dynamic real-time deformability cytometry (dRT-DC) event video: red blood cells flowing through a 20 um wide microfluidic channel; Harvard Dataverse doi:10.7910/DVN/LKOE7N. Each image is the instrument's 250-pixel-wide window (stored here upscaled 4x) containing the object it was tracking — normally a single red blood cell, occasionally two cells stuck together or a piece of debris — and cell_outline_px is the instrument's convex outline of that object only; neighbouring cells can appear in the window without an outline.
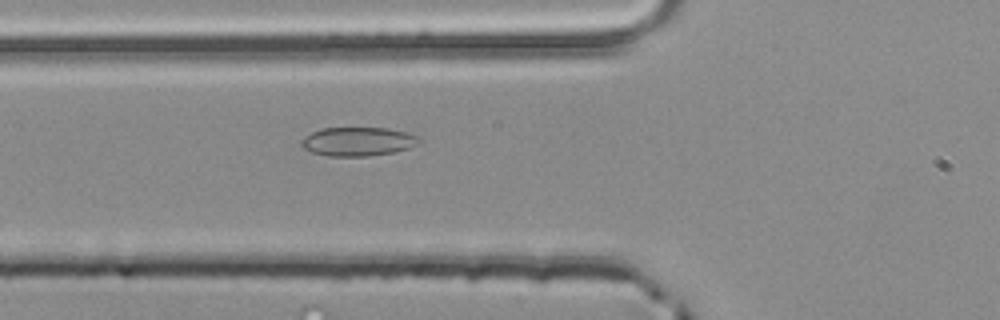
{"species": "common noctule bat (a hibernating species)", "species_latin": "Nyctalus noctula", "temperature_condition": "room temperature", "stored_images_in_passage": 38, "camera_frame_rate_fps": 3000, "um_per_image_px": 0.085, "animal": {"sex": "male", "body_mass_g": 20.4}, "frame": {"image": 1, "passage_image": 4, "time_ms": 1.0, "image_size_px": [1000, 320], "cell_outline_px": [[420, 140], [416, 144], [408, 148], [392, 152], [368, 156], [328, 156], [312, 152], [304, 148], [300, 144], [300, 140], [304, 136], [320, 128], [388, 128], [408, 132], [416, 136]], "centroid_in_image_um": [30.37, 12.02], "position_along_channel_um": 95.4, "area_um2": 19.71}}
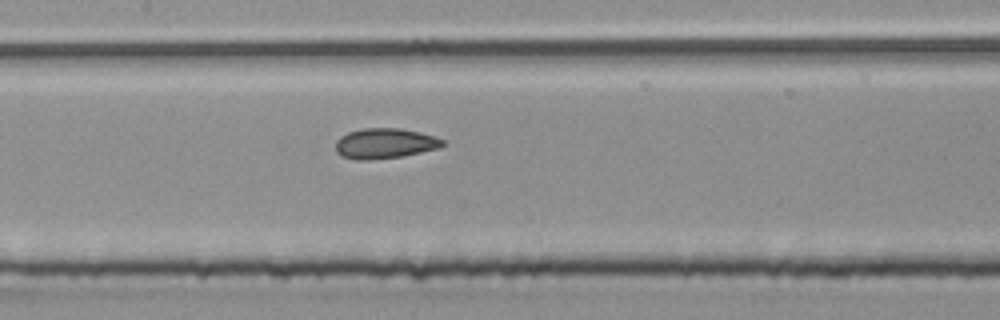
{"frame": {"image": 2, "passage_image": 10, "time_ms": 3.0, "image_size_px": [1000, 320], "cell_outline_px": [[444, 144], [440, 148], [400, 156], [368, 160], [356, 160], [344, 156], [336, 152], [336, 140], [340, 136], [348, 132], [364, 128], [400, 128], [420, 132], [444, 140]], "centroid_in_image_um": [32.69, 12.18], "position_along_channel_um": 174.7, "area_um2": 18.73}}
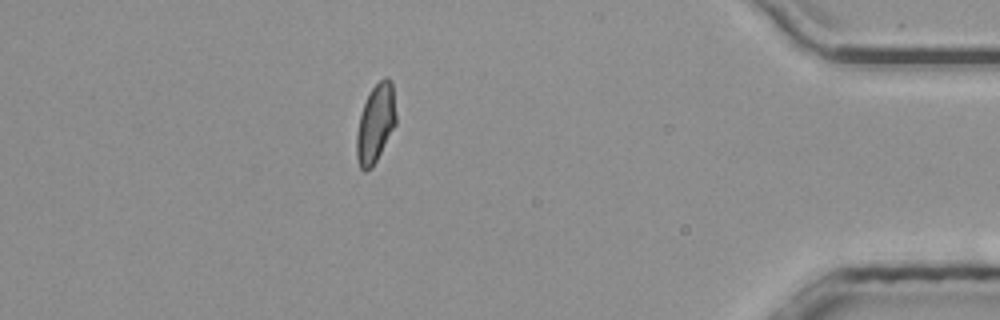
{"frame": {"image": 3, "passage_image": 31, "time_ms": 10.0, "image_size_px": [1000, 320], "cell_outline_px": [[396, 124], [372, 168], [364, 172], [360, 168], [356, 156], [356, 136], [360, 116], [368, 92], [384, 76], [388, 76], [392, 80], [396, 116]], "centroid_in_image_um": [31.92, 10.48], "position_along_channel_um": 403.3, "area_um2": 18.09}}